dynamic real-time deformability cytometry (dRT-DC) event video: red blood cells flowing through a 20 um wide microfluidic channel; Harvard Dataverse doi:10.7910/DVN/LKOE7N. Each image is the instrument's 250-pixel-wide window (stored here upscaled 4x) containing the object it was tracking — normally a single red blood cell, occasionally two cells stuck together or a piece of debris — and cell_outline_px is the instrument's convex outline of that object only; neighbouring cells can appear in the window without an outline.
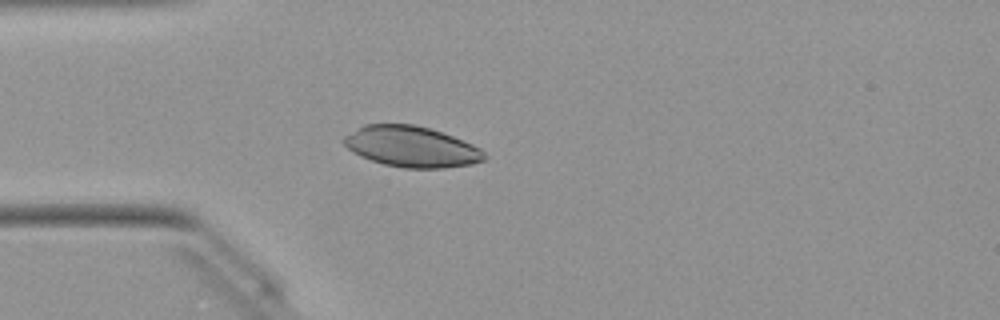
{"species": "Egyptian fruit bat (a non-hibernating species)", "species_latin": "Rousettus aegyptiacus", "temperature_condition": "warm", "stored_images_in_passage": 39, "camera_frame_rate_fps": 3000, "um_per_image_px": 0.085, "animal": {"sex": "female"}, "frame": {"image": 1, "passage_image": 3, "time_ms": 0.667, "image_size_px": [1000, 320], "cell_outline_px": [[488, 160], [472, 164], [444, 168], [404, 168], [384, 164], [360, 156], [352, 152], [340, 140], [344, 136], [364, 124], [412, 124], [428, 128], [452, 136], [472, 144], [480, 148], [488, 156]], "centroid_in_image_um": [34.98, 12.47], "position_along_channel_um": 50.0, "area_um2": 33.47}}
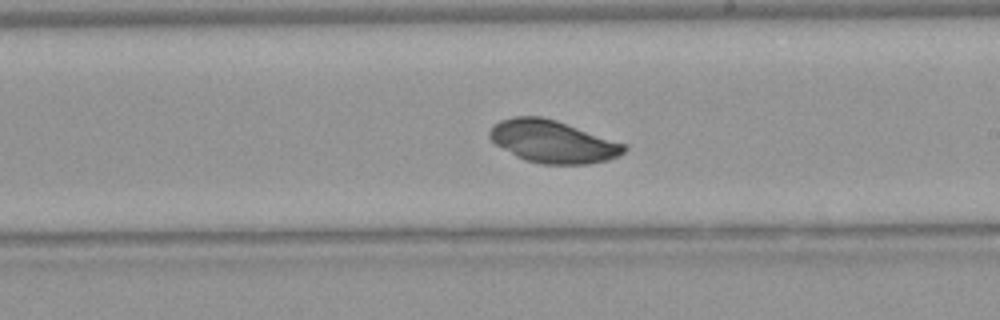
{"frame": {"image": 2, "passage_image": 18, "time_ms": 5.667, "image_size_px": [1000, 320], "cell_outline_px": [[628, 148], [620, 156], [608, 160], [588, 164], [540, 164], [524, 160], [516, 156], [496, 144], [488, 136], [488, 132], [492, 124], [500, 120], [516, 116], [540, 116], [556, 120], [628, 144]], "centroid_in_image_um": [47.01, 12.03], "position_along_channel_um": 242.0, "area_um2": 33.58}}
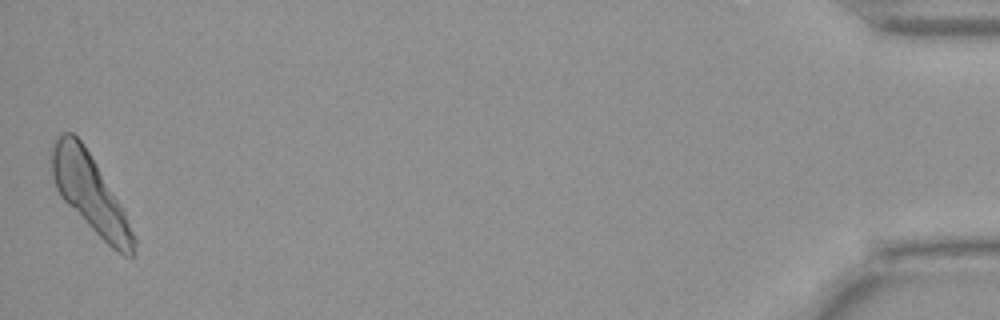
{"frame": {"image": 3, "passage_image": 39, "time_ms": 12.667, "image_size_px": [1000, 320], "cell_outline_px": [[136, 252], [132, 256], [124, 256], [112, 248], [60, 196], [56, 188], [52, 176], [48, 152], [52, 140], [56, 136], [64, 132], [72, 132], [84, 144], [120, 204], [124, 212], [136, 240]], "centroid_in_image_um": [7.6, 16.36], "position_along_channel_um": 427.6, "area_um2": 36.53}}